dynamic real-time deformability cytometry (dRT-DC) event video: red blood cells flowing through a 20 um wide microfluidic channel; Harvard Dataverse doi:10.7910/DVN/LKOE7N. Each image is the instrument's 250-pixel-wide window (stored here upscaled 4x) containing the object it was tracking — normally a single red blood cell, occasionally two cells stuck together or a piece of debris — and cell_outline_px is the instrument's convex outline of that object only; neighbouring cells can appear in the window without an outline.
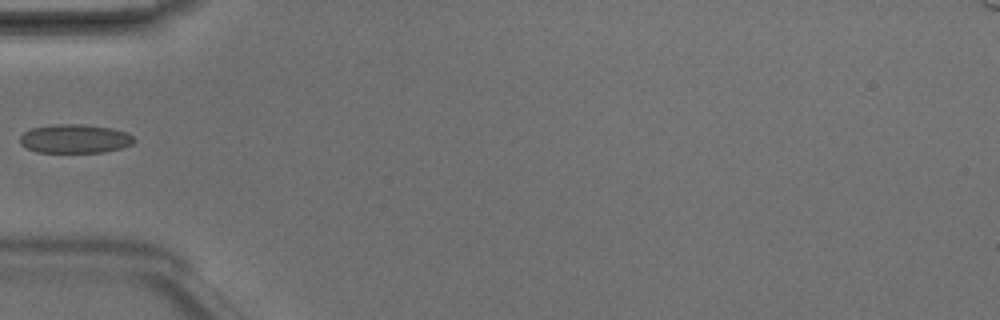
{"species": "Egyptian fruit bat (a non-hibernating species)", "species_latin": "Rousettus aegyptiacus", "temperature_condition": "room temperature", "stored_images_in_passage": 5, "camera_frame_rate_fps": 3000, "um_per_image_px": 0.085, "animal": {"sex": "male"}, "frame": {"image": 1, "passage_image": 5, "time_ms": 1.333, "image_size_px": [1000, 320], "cell_outline_px": [[136, 140], [132, 144], [120, 148], [104, 152], [36, 152], [20, 144], [20, 136], [24, 132], [32, 128], [52, 124], [80, 124], [112, 128], [124, 132], [132, 136]], "centroid_in_image_um": [6.34, 11.79], "position_along_channel_um": 78.7, "area_um2": 19.07}}